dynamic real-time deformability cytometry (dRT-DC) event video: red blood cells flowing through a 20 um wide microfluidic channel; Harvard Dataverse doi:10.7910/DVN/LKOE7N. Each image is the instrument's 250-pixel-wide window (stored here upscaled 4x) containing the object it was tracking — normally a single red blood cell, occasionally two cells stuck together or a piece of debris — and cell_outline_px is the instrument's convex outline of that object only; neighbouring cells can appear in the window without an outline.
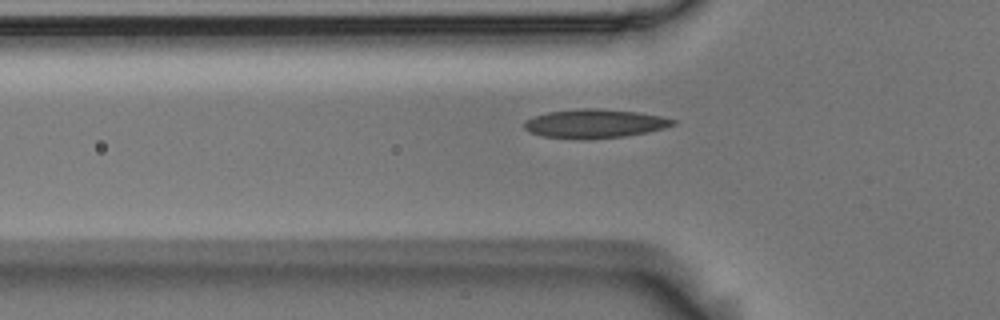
{"species": "Egyptian fruit bat (a non-hibernating species)", "species_latin": "Rousettus aegyptiacus", "temperature_condition": "room temperature", "stored_images_in_passage": 5, "camera_frame_rate_fps": 3000, "um_per_image_px": 0.085, "animal": {"sex": "male"}, "frame": {"image": 1, "passage_image": 5, "time_ms": 1.333, "image_size_px": [1000, 320], "cell_outline_px": [[676, 124], [664, 128], [648, 132], [624, 136], [584, 140], [580, 140], [544, 136], [532, 132], [524, 128], [524, 120], [548, 112], [584, 108], [600, 108], [636, 112], [660, 116], [676, 120]], "centroid_in_image_um": [50.56, 10.51], "position_along_channel_um": 75.2, "area_um2": 24.91}}